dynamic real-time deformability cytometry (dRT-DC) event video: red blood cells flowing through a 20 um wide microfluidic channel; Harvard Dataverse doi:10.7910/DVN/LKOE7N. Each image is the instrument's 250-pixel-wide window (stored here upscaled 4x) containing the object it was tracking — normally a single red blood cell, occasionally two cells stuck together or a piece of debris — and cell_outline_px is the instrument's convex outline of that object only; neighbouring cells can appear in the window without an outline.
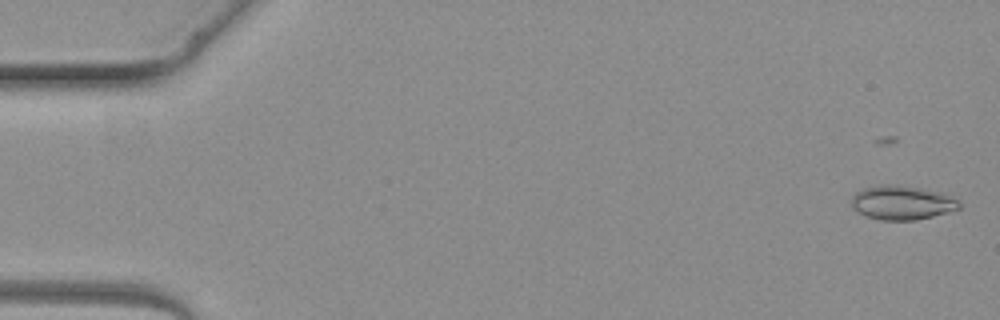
{"species": "common noctule bat (a hibernating species)", "species_latin": "Nyctalus noctula", "temperature_condition": "warm", "stored_images_in_passage": 4, "camera_frame_rate_fps": 3000, "um_per_image_px": 0.085, "animal": {"sex": "female", "body_mass_g": 19.3, "forearm_length_mm": 54.1}, "frame": {"image": 1, "passage_image": 1, "time_ms": 0.0, "image_size_px": [1000, 320], "cell_outline_px": [[960, 208], [948, 212], [916, 220], [880, 220], [864, 216], [852, 208], [852, 196], [856, 192], [864, 188], [888, 184], [896, 184], [944, 192], [956, 200], [960, 204]], "centroid_in_image_um": [76.65, 17.23], "position_along_channel_um": 8.3, "area_um2": 21.44}}
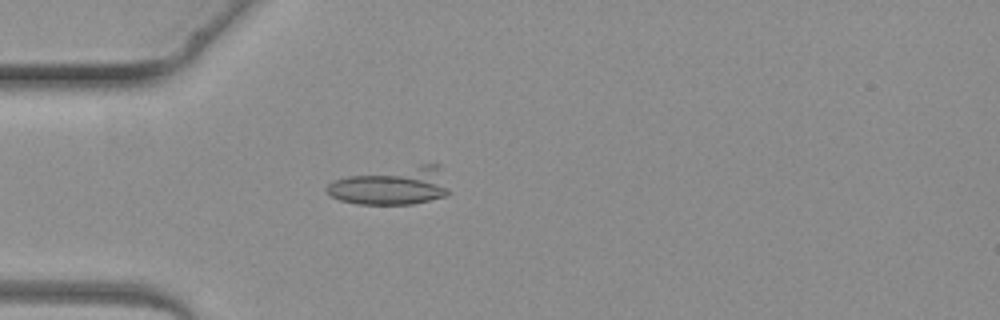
{"frame": {"image": 2, "passage_image": 4, "time_ms": 3.667, "image_size_px": [1000, 320], "cell_outline_px": [[452, 192], [448, 196], [412, 204], [356, 204], [340, 200], [332, 196], [324, 188], [328, 184], [336, 180], [348, 176], [420, 164], [440, 164]], "centroid_in_image_um": [33.4, 15.81], "position_along_channel_um": 51.6, "area_um2": 27.17}}